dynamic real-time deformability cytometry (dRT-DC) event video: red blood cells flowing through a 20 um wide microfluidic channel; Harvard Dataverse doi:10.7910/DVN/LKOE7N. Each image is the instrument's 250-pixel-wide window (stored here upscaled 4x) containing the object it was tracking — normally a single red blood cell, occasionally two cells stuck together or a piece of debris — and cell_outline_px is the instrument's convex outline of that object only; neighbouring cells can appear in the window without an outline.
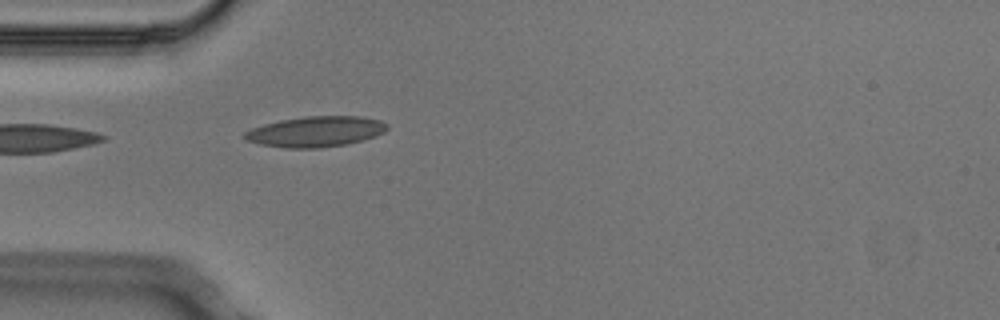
{"species": "Egyptian fruit bat (a non-hibernating species)", "species_latin": "Rousettus aegyptiacus", "temperature_condition": "cold", "stored_images_in_passage": 1, "camera_frame_rate_fps": 3000, "um_per_image_px": 0.085, "animal": {"sex": "male"}, "frame": {"image": 1, "passage_image": 1, "time_ms": 0.0, "image_size_px": [1000, 320], "cell_outline_px": [[388, 128], [384, 132], [376, 136], [364, 140], [348, 144], [320, 148], [284, 148], [260, 144], [244, 140], [244, 132], [252, 128], [264, 124], [280, 120], [304, 116], [360, 116], [380, 120], [388, 124]], "centroid_in_image_um": [26.84, 11.19], "position_along_channel_um": 58.2, "area_um2": 25.61}}